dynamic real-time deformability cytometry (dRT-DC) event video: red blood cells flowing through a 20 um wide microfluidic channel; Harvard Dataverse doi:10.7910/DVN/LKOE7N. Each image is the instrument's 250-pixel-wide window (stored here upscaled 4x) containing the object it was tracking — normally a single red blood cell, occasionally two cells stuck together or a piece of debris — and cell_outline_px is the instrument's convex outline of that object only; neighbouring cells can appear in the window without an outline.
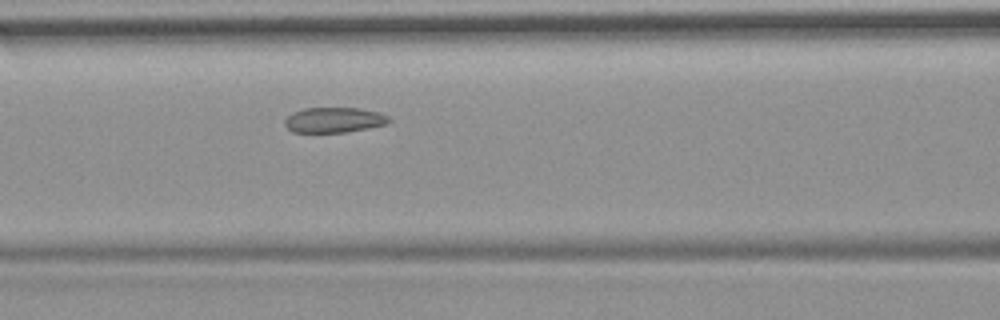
{"species": "common noctule bat (a hibernating species)", "species_latin": "Nyctalus noctula", "temperature_condition": "room temperature", "stored_images_in_passage": 7, "camera_frame_rate_fps": 3000, "um_per_image_px": 0.085, "animal": {"sex": "female", "body_mass_g": 19.9}, "frame": {"image": 1, "passage_image": 7, "time_ms": 8.0, "image_size_px": [1000, 320], "cell_outline_px": [[392, 120], [388, 124], [368, 128], [344, 132], [292, 132], [284, 124], [284, 120], [292, 112], [304, 108], [360, 108], [380, 112], [388, 116]], "centroid_in_image_um": [28.42, 10.19], "position_along_channel_um": 138.2, "area_um2": 15.43}}